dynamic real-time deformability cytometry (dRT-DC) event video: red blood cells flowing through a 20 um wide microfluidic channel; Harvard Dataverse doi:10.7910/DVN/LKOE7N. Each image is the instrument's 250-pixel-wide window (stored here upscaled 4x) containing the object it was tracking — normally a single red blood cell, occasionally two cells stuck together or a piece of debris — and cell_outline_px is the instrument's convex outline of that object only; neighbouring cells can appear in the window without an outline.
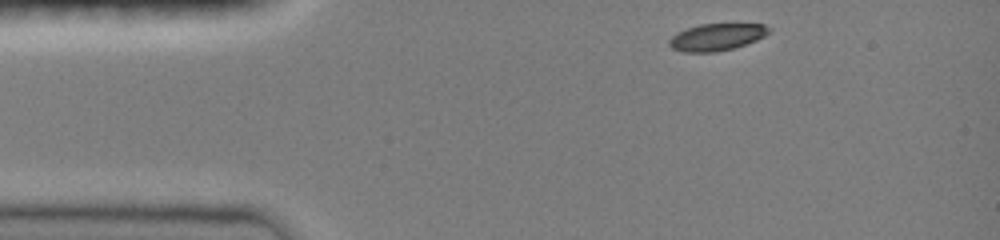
{"species": "common noctule bat (a hibernating species)", "species_latin": "Nyctalus noctula", "temperature_condition": "room temperature", "stored_images_in_passage": 37, "camera_frame_rate_fps": 3000, "um_per_image_px": 0.085, "animal": {"sex": "female", "body_mass_g": 19.0, "forearm_length_mm": 51.5}, "frame": {"image": 1, "passage_image": 1, "time_ms": 0.0, "image_size_px": [1000, 240], "cell_outline_px": [[772, 28], [764, 36], [756, 40], [732, 48], [716, 52], [684, 52], [672, 48], [668, 44], [668, 40], [676, 32], [700, 24], [764, 24]], "centroid_in_image_um": [60.89, 3.14], "position_along_channel_um": 24.1, "area_um2": 15.61}}
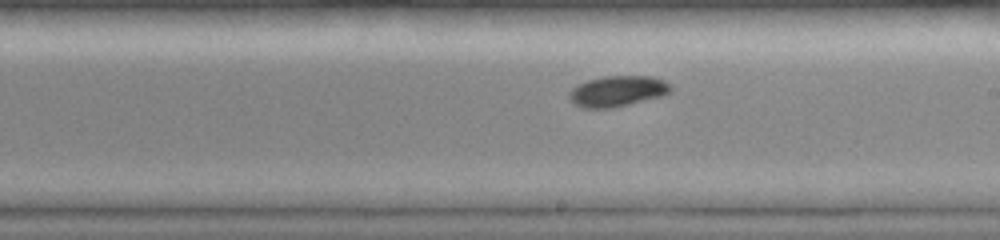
{"frame": {"image": 2, "passage_image": 21, "time_ms": 6.667, "image_size_px": [1000, 240], "cell_outline_px": [[672, 92], [660, 96], [612, 108], [584, 108], [576, 104], [568, 96], [568, 92], [572, 88], [588, 80], [604, 76], [652, 76], [664, 80], [672, 88]], "centroid_in_image_um": [52.49, 7.74], "position_along_channel_um": 236.5, "area_um2": 17.98}}
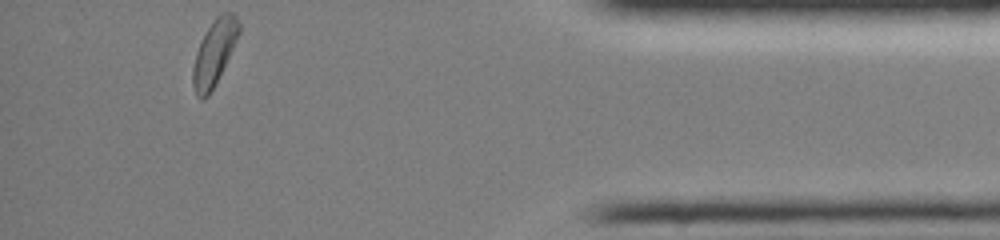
{"frame": {"image": 3, "passage_image": 37, "time_ms": 12.0, "image_size_px": [1000, 240], "cell_outline_px": [[240, 32], [208, 96], [204, 100], [200, 100], [196, 96], [192, 84], [192, 68], [196, 52], [200, 40], [204, 32], [216, 16], [220, 12], [232, 12], [236, 16], [240, 24]], "centroid_in_image_um": [18.17, 4.44], "position_along_channel_um": 417.0, "area_um2": 17.34}, "authors_computed_cell_mechanics": {"area_um2": 17.34, "velocity_mm_per_s": 4.0455, "shape_relaxation_time_tau1_ms": 2.277, "shape_relaxation_time_tau2_ms": null, "deformation_change_tau1": 0.0735, "deformation_change_tau2": null}}